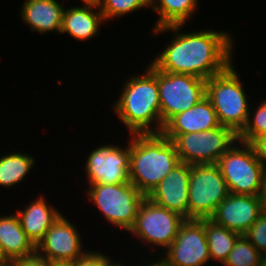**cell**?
<instances>
[{
    "mask_svg": "<svg viewBox=\"0 0 266 266\" xmlns=\"http://www.w3.org/2000/svg\"><path fill=\"white\" fill-rule=\"evenodd\" d=\"M160 260L164 266H203L210 261L205 219H186Z\"/></svg>",
    "mask_w": 266,
    "mask_h": 266,
    "instance_id": "8fae6325",
    "label": "cell"
},
{
    "mask_svg": "<svg viewBox=\"0 0 266 266\" xmlns=\"http://www.w3.org/2000/svg\"><path fill=\"white\" fill-rule=\"evenodd\" d=\"M186 218L145 197L139 206L129 233L153 246L167 249L176 238Z\"/></svg>",
    "mask_w": 266,
    "mask_h": 266,
    "instance_id": "30bf717a",
    "label": "cell"
},
{
    "mask_svg": "<svg viewBox=\"0 0 266 266\" xmlns=\"http://www.w3.org/2000/svg\"><path fill=\"white\" fill-rule=\"evenodd\" d=\"M88 197L110 224L129 231L145 196L132 183L91 184Z\"/></svg>",
    "mask_w": 266,
    "mask_h": 266,
    "instance_id": "8992f818",
    "label": "cell"
},
{
    "mask_svg": "<svg viewBox=\"0 0 266 266\" xmlns=\"http://www.w3.org/2000/svg\"><path fill=\"white\" fill-rule=\"evenodd\" d=\"M261 215L259 196L229 193L210 219L224 228L243 235Z\"/></svg>",
    "mask_w": 266,
    "mask_h": 266,
    "instance_id": "5bb4252c",
    "label": "cell"
},
{
    "mask_svg": "<svg viewBox=\"0 0 266 266\" xmlns=\"http://www.w3.org/2000/svg\"><path fill=\"white\" fill-rule=\"evenodd\" d=\"M259 266H266V254L261 255Z\"/></svg>",
    "mask_w": 266,
    "mask_h": 266,
    "instance_id": "e575fe53",
    "label": "cell"
},
{
    "mask_svg": "<svg viewBox=\"0 0 266 266\" xmlns=\"http://www.w3.org/2000/svg\"><path fill=\"white\" fill-rule=\"evenodd\" d=\"M188 195V219H210L229 195L217 164L191 165Z\"/></svg>",
    "mask_w": 266,
    "mask_h": 266,
    "instance_id": "52a82bcc",
    "label": "cell"
},
{
    "mask_svg": "<svg viewBox=\"0 0 266 266\" xmlns=\"http://www.w3.org/2000/svg\"><path fill=\"white\" fill-rule=\"evenodd\" d=\"M261 254H266V216L261 215L243 234Z\"/></svg>",
    "mask_w": 266,
    "mask_h": 266,
    "instance_id": "4316f807",
    "label": "cell"
},
{
    "mask_svg": "<svg viewBox=\"0 0 266 266\" xmlns=\"http://www.w3.org/2000/svg\"><path fill=\"white\" fill-rule=\"evenodd\" d=\"M238 135L229 127L177 135L172 142L182 163L217 164L219 158L236 142Z\"/></svg>",
    "mask_w": 266,
    "mask_h": 266,
    "instance_id": "ba28073f",
    "label": "cell"
},
{
    "mask_svg": "<svg viewBox=\"0 0 266 266\" xmlns=\"http://www.w3.org/2000/svg\"><path fill=\"white\" fill-rule=\"evenodd\" d=\"M12 264V261L8 258L0 244V265Z\"/></svg>",
    "mask_w": 266,
    "mask_h": 266,
    "instance_id": "1f68e13d",
    "label": "cell"
},
{
    "mask_svg": "<svg viewBox=\"0 0 266 266\" xmlns=\"http://www.w3.org/2000/svg\"><path fill=\"white\" fill-rule=\"evenodd\" d=\"M180 33L151 61L158 70L207 80L233 62L234 44L229 33L212 29Z\"/></svg>",
    "mask_w": 266,
    "mask_h": 266,
    "instance_id": "6da1fadb",
    "label": "cell"
},
{
    "mask_svg": "<svg viewBox=\"0 0 266 266\" xmlns=\"http://www.w3.org/2000/svg\"><path fill=\"white\" fill-rule=\"evenodd\" d=\"M158 87L163 126L206 97V80L188 74L158 70Z\"/></svg>",
    "mask_w": 266,
    "mask_h": 266,
    "instance_id": "9c48e42d",
    "label": "cell"
},
{
    "mask_svg": "<svg viewBox=\"0 0 266 266\" xmlns=\"http://www.w3.org/2000/svg\"><path fill=\"white\" fill-rule=\"evenodd\" d=\"M151 4L152 0H99L97 5L106 21L118 16L122 17L142 7L151 8Z\"/></svg>",
    "mask_w": 266,
    "mask_h": 266,
    "instance_id": "d4e9b609",
    "label": "cell"
},
{
    "mask_svg": "<svg viewBox=\"0 0 266 266\" xmlns=\"http://www.w3.org/2000/svg\"><path fill=\"white\" fill-rule=\"evenodd\" d=\"M115 266H124V265L118 262Z\"/></svg>",
    "mask_w": 266,
    "mask_h": 266,
    "instance_id": "8d00e7d4",
    "label": "cell"
},
{
    "mask_svg": "<svg viewBox=\"0 0 266 266\" xmlns=\"http://www.w3.org/2000/svg\"><path fill=\"white\" fill-rule=\"evenodd\" d=\"M205 232L211 260L224 263L241 234L205 219Z\"/></svg>",
    "mask_w": 266,
    "mask_h": 266,
    "instance_id": "7402d4cb",
    "label": "cell"
},
{
    "mask_svg": "<svg viewBox=\"0 0 266 266\" xmlns=\"http://www.w3.org/2000/svg\"><path fill=\"white\" fill-rule=\"evenodd\" d=\"M64 9L57 0H26L20 15L32 31L42 35L50 31L60 33Z\"/></svg>",
    "mask_w": 266,
    "mask_h": 266,
    "instance_id": "e0dca14e",
    "label": "cell"
},
{
    "mask_svg": "<svg viewBox=\"0 0 266 266\" xmlns=\"http://www.w3.org/2000/svg\"><path fill=\"white\" fill-rule=\"evenodd\" d=\"M143 266H164V264H163V262L160 260V259H158V261L156 262H151V263H147L146 262V264L145 265H143Z\"/></svg>",
    "mask_w": 266,
    "mask_h": 266,
    "instance_id": "836d02e7",
    "label": "cell"
},
{
    "mask_svg": "<svg viewBox=\"0 0 266 266\" xmlns=\"http://www.w3.org/2000/svg\"><path fill=\"white\" fill-rule=\"evenodd\" d=\"M49 266H74V261H49Z\"/></svg>",
    "mask_w": 266,
    "mask_h": 266,
    "instance_id": "d6a6232c",
    "label": "cell"
},
{
    "mask_svg": "<svg viewBox=\"0 0 266 266\" xmlns=\"http://www.w3.org/2000/svg\"><path fill=\"white\" fill-rule=\"evenodd\" d=\"M32 155L14 152L0 157V186L11 187L22 182L35 165Z\"/></svg>",
    "mask_w": 266,
    "mask_h": 266,
    "instance_id": "603a6c76",
    "label": "cell"
},
{
    "mask_svg": "<svg viewBox=\"0 0 266 266\" xmlns=\"http://www.w3.org/2000/svg\"><path fill=\"white\" fill-rule=\"evenodd\" d=\"M250 145L253 147L257 159L266 169V134L255 138Z\"/></svg>",
    "mask_w": 266,
    "mask_h": 266,
    "instance_id": "f1b7e54d",
    "label": "cell"
},
{
    "mask_svg": "<svg viewBox=\"0 0 266 266\" xmlns=\"http://www.w3.org/2000/svg\"><path fill=\"white\" fill-rule=\"evenodd\" d=\"M264 134H266V100L259 104L253 114L249 113L246 126L238 134V141L250 144L255 138Z\"/></svg>",
    "mask_w": 266,
    "mask_h": 266,
    "instance_id": "484cf974",
    "label": "cell"
},
{
    "mask_svg": "<svg viewBox=\"0 0 266 266\" xmlns=\"http://www.w3.org/2000/svg\"><path fill=\"white\" fill-rule=\"evenodd\" d=\"M96 9H99L98 5L92 3L65 8L60 33H69L72 38L80 41L95 37L100 30V24L106 22L100 9Z\"/></svg>",
    "mask_w": 266,
    "mask_h": 266,
    "instance_id": "ac0fdd59",
    "label": "cell"
},
{
    "mask_svg": "<svg viewBox=\"0 0 266 266\" xmlns=\"http://www.w3.org/2000/svg\"><path fill=\"white\" fill-rule=\"evenodd\" d=\"M0 266H12V264H5V265H0Z\"/></svg>",
    "mask_w": 266,
    "mask_h": 266,
    "instance_id": "74e56055",
    "label": "cell"
},
{
    "mask_svg": "<svg viewBox=\"0 0 266 266\" xmlns=\"http://www.w3.org/2000/svg\"><path fill=\"white\" fill-rule=\"evenodd\" d=\"M259 197L261 201L262 215L266 216V178H265L264 185L262 187Z\"/></svg>",
    "mask_w": 266,
    "mask_h": 266,
    "instance_id": "4dcf8cb0",
    "label": "cell"
},
{
    "mask_svg": "<svg viewBox=\"0 0 266 266\" xmlns=\"http://www.w3.org/2000/svg\"><path fill=\"white\" fill-rule=\"evenodd\" d=\"M131 136L129 179L147 197L181 161L174 143L162 133Z\"/></svg>",
    "mask_w": 266,
    "mask_h": 266,
    "instance_id": "3957f363",
    "label": "cell"
},
{
    "mask_svg": "<svg viewBox=\"0 0 266 266\" xmlns=\"http://www.w3.org/2000/svg\"><path fill=\"white\" fill-rule=\"evenodd\" d=\"M0 244L11 261L36 255V246L23 231L16 213L0 216Z\"/></svg>",
    "mask_w": 266,
    "mask_h": 266,
    "instance_id": "44dd1931",
    "label": "cell"
},
{
    "mask_svg": "<svg viewBox=\"0 0 266 266\" xmlns=\"http://www.w3.org/2000/svg\"><path fill=\"white\" fill-rule=\"evenodd\" d=\"M83 3L98 4L99 0H81Z\"/></svg>",
    "mask_w": 266,
    "mask_h": 266,
    "instance_id": "d590c367",
    "label": "cell"
},
{
    "mask_svg": "<svg viewBox=\"0 0 266 266\" xmlns=\"http://www.w3.org/2000/svg\"><path fill=\"white\" fill-rule=\"evenodd\" d=\"M219 126L214 107L205 97L188 110L173 116L164 125L161 133L172 141L177 135L201 132Z\"/></svg>",
    "mask_w": 266,
    "mask_h": 266,
    "instance_id": "2e32d148",
    "label": "cell"
},
{
    "mask_svg": "<svg viewBox=\"0 0 266 266\" xmlns=\"http://www.w3.org/2000/svg\"><path fill=\"white\" fill-rule=\"evenodd\" d=\"M261 255L256 247L244 235H241L223 265L259 266Z\"/></svg>",
    "mask_w": 266,
    "mask_h": 266,
    "instance_id": "cb8c5ba5",
    "label": "cell"
},
{
    "mask_svg": "<svg viewBox=\"0 0 266 266\" xmlns=\"http://www.w3.org/2000/svg\"><path fill=\"white\" fill-rule=\"evenodd\" d=\"M79 234L74 224L61 214L36 246V254L49 261H75L86 252Z\"/></svg>",
    "mask_w": 266,
    "mask_h": 266,
    "instance_id": "4fadbf2b",
    "label": "cell"
},
{
    "mask_svg": "<svg viewBox=\"0 0 266 266\" xmlns=\"http://www.w3.org/2000/svg\"><path fill=\"white\" fill-rule=\"evenodd\" d=\"M106 145L92 150L84 163L89 185L131 183L129 179L130 144L126 148L113 144Z\"/></svg>",
    "mask_w": 266,
    "mask_h": 266,
    "instance_id": "7c38bea8",
    "label": "cell"
},
{
    "mask_svg": "<svg viewBox=\"0 0 266 266\" xmlns=\"http://www.w3.org/2000/svg\"><path fill=\"white\" fill-rule=\"evenodd\" d=\"M16 215L20 220L23 231L37 246L45 237L47 230L59 218L61 213L51 205L49 206L42 196L35 198L24 209L17 210Z\"/></svg>",
    "mask_w": 266,
    "mask_h": 266,
    "instance_id": "d6986e66",
    "label": "cell"
},
{
    "mask_svg": "<svg viewBox=\"0 0 266 266\" xmlns=\"http://www.w3.org/2000/svg\"><path fill=\"white\" fill-rule=\"evenodd\" d=\"M117 263L111 261L108 255L97 251H86L74 261V266H115Z\"/></svg>",
    "mask_w": 266,
    "mask_h": 266,
    "instance_id": "83f0119b",
    "label": "cell"
},
{
    "mask_svg": "<svg viewBox=\"0 0 266 266\" xmlns=\"http://www.w3.org/2000/svg\"><path fill=\"white\" fill-rule=\"evenodd\" d=\"M197 6L198 0H152L151 8L159 14L152 35L168 31L179 33Z\"/></svg>",
    "mask_w": 266,
    "mask_h": 266,
    "instance_id": "ffe728a7",
    "label": "cell"
},
{
    "mask_svg": "<svg viewBox=\"0 0 266 266\" xmlns=\"http://www.w3.org/2000/svg\"><path fill=\"white\" fill-rule=\"evenodd\" d=\"M233 64L206 80V97L211 101L220 125L231 128L238 135L252 112Z\"/></svg>",
    "mask_w": 266,
    "mask_h": 266,
    "instance_id": "277c9868",
    "label": "cell"
},
{
    "mask_svg": "<svg viewBox=\"0 0 266 266\" xmlns=\"http://www.w3.org/2000/svg\"><path fill=\"white\" fill-rule=\"evenodd\" d=\"M146 69L142 75L129 77L113 105L115 114L131 135L158 134L164 127L161 121L158 69L152 63Z\"/></svg>",
    "mask_w": 266,
    "mask_h": 266,
    "instance_id": "7a4b0ae2",
    "label": "cell"
},
{
    "mask_svg": "<svg viewBox=\"0 0 266 266\" xmlns=\"http://www.w3.org/2000/svg\"><path fill=\"white\" fill-rule=\"evenodd\" d=\"M217 165L226 181L229 193L260 195L266 178V169L257 159L249 143L236 141L219 158Z\"/></svg>",
    "mask_w": 266,
    "mask_h": 266,
    "instance_id": "5b68a950",
    "label": "cell"
},
{
    "mask_svg": "<svg viewBox=\"0 0 266 266\" xmlns=\"http://www.w3.org/2000/svg\"><path fill=\"white\" fill-rule=\"evenodd\" d=\"M191 165H177L147 196L154 203L188 219V191Z\"/></svg>",
    "mask_w": 266,
    "mask_h": 266,
    "instance_id": "9a60e30c",
    "label": "cell"
},
{
    "mask_svg": "<svg viewBox=\"0 0 266 266\" xmlns=\"http://www.w3.org/2000/svg\"><path fill=\"white\" fill-rule=\"evenodd\" d=\"M12 266H49V260L43 259L36 254L29 258L12 261Z\"/></svg>",
    "mask_w": 266,
    "mask_h": 266,
    "instance_id": "f546056e",
    "label": "cell"
}]
</instances>
